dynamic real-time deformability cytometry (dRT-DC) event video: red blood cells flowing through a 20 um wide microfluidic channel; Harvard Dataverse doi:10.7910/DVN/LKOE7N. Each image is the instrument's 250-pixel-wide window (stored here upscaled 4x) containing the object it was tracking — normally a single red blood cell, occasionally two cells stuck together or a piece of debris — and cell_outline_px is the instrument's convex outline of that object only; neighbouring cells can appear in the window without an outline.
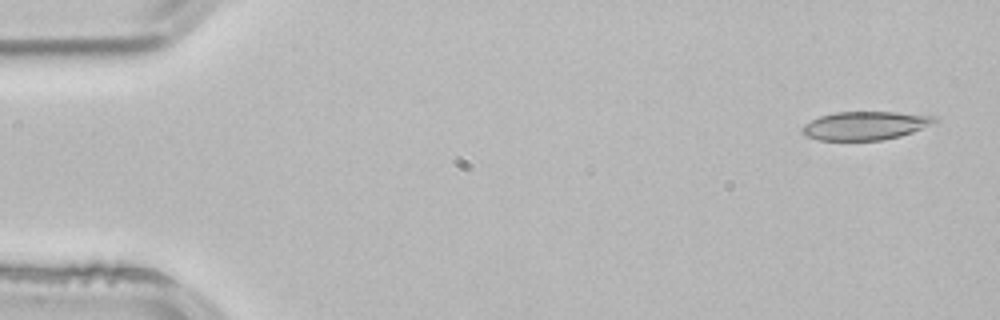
{"species": "common noctule bat (a hibernating species)", "species_latin": "Nyctalus noctula", "temperature_condition": "room temperature", "stored_images_in_passage": 4, "camera_frame_rate_fps": 3000, "um_per_image_px": 0.085, "animal": {"sex": "male", "body_mass_g": 21.5, "forearm_length_mm": 52.0}, "frame": {"image": 1, "passage_image": 1, "time_ms": 0.0, "image_size_px": [1000, 320], "cell_outline_px": [[936, 124], [900, 136], [880, 140], [820, 140], [804, 136], [800, 132], [800, 128], [804, 124], [820, 116], [836, 112], [896, 112], [936, 116]], "centroid_in_image_um": [73.53, 10.68], "position_along_channel_um": 11.5, "area_um2": 22.08}}